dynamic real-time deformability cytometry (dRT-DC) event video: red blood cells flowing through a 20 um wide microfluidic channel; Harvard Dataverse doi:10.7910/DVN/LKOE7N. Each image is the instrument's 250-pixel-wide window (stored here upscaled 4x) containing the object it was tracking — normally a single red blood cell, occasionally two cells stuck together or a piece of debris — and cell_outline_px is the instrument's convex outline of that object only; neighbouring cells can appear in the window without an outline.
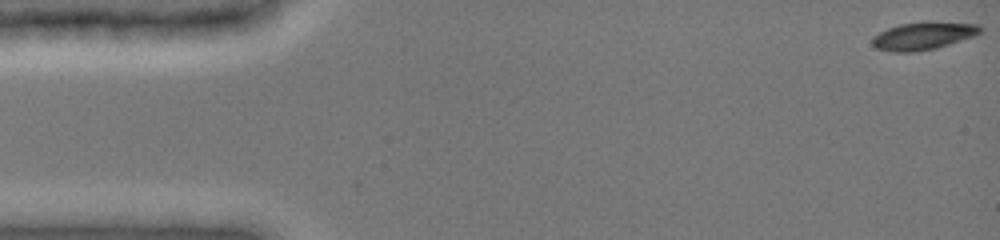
{"species": "common noctule bat (a hibernating species)", "species_latin": "Nyctalus noctula", "temperature_condition": "cold", "stored_images_in_passage": 9, "camera_frame_rate_fps": 3000, "um_per_image_px": 0.085, "animal": {"sex": "female", "body_mass_g": 19.0, "forearm_length_mm": 51.5}, "frame": {"image": 1, "passage_image": 1, "time_ms": 0.0, "image_size_px": [1000, 240], "cell_outline_px": [[984, 28], [980, 32], [972, 36], [936, 48], [916, 52], [892, 52], [876, 48], [872, 44], [872, 40], [880, 32], [888, 28], [900, 24], [920, 20], [928, 20], [980, 24]], "centroid_in_image_um": [78.5, 3.01], "position_along_channel_um": 6.5, "area_um2": 17.69}}
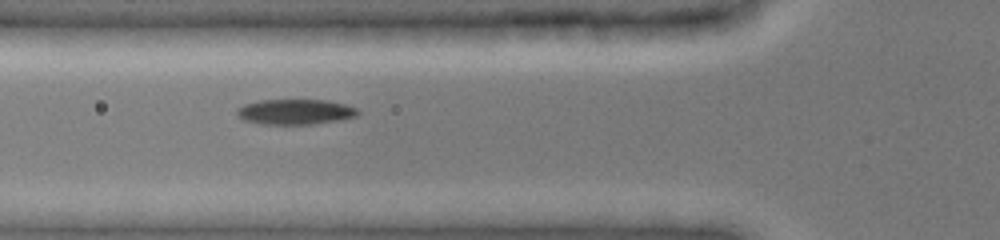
{"frame": {"image": 2, "passage_image": 8, "time_ms": 5.667, "image_size_px": [1000, 240], "cell_outline_px": [[360, 112], [356, 116], [340, 120], [312, 124], [260, 124], [244, 120], [236, 116], [236, 108], [244, 104], [260, 100], [328, 100], [344, 104], [356, 108]], "centroid_in_image_um": [25.06, 9.5], "position_along_channel_um": 100.7, "area_um2": 17.92}}
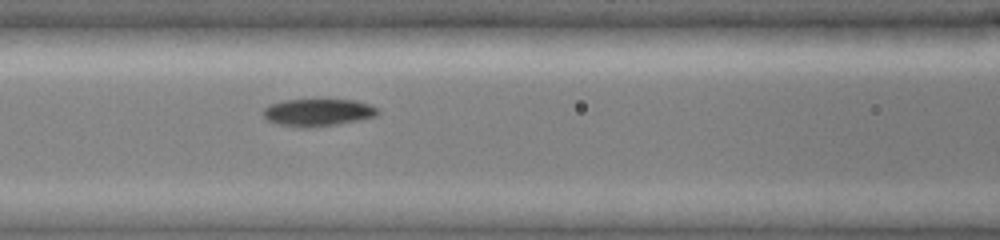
{"frame": {"image": 3, "passage_image": 9, "time_ms": 6.667, "image_size_px": [1000, 240], "cell_outline_px": [[380, 112], [376, 116], [360, 120], [312, 128], [300, 128], [276, 124], [268, 120], [264, 116], [264, 108], [268, 104], [284, 100], [356, 100], [368, 104], [376, 108]], "centroid_in_image_um": [27.0, 9.57], "position_along_channel_um": 139.6, "area_um2": 18.32}}